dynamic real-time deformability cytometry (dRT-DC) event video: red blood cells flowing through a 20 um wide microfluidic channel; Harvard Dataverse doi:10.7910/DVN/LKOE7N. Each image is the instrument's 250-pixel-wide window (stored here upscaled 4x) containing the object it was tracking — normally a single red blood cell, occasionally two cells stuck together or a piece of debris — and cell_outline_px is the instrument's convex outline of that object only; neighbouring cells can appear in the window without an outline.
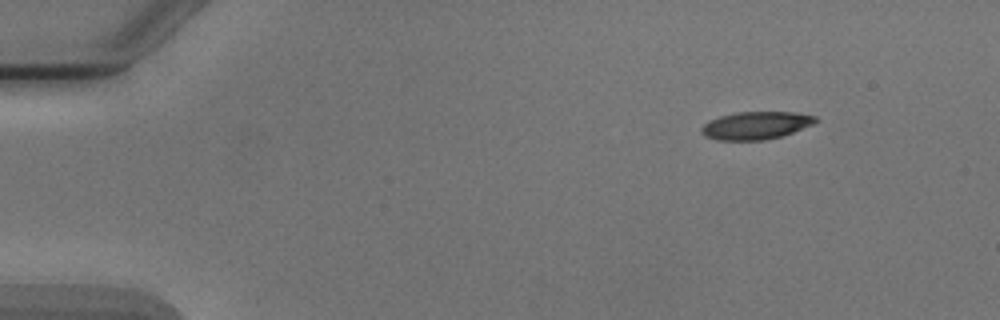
{"species": "Egyptian fruit bat (a non-hibernating species)", "species_latin": "Rousettus aegyptiacus", "temperature_condition": "cold", "stored_images_in_passage": 6, "segment_of_instrument_passage": [2, 2], "camera_frame_rate_fps": 3000, "um_per_image_px": 0.085, "animal": {"sex": "male"}, "frame": {"image": 1, "passage_image": 6, "time_ms": 7.0, "image_size_px": [1000, 320], "cell_outline_px": [[820, 120], [812, 124], [792, 132], [780, 136], [764, 140], [716, 140], [704, 136], [700, 132], [700, 128], [708, 120], [720, 116], [736, 112], [796, 112], [816, 116]], "centroid_in_image_um": [64.21, 10.66], "position_along_channel_um": 20.8, "area_um2": 18.5}}